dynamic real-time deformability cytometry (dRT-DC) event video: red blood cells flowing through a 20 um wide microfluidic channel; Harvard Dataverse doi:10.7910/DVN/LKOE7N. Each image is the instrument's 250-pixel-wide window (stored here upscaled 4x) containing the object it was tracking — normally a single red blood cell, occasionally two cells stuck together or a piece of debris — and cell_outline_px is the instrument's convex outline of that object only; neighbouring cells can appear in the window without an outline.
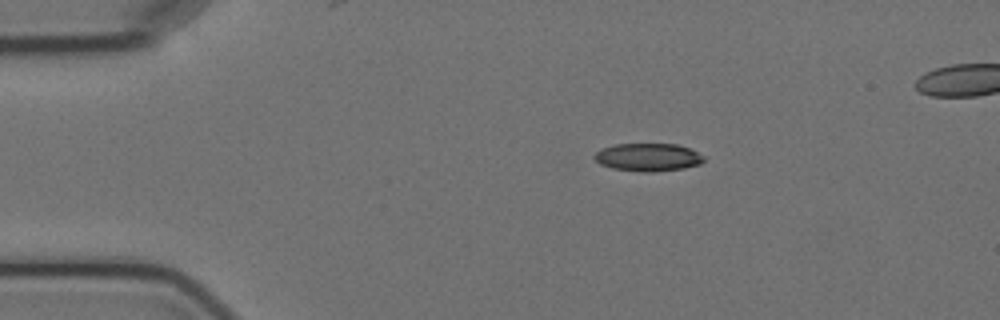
{"species": "Egyptian fruit bat (a non-hibernating species)", "species_latin": "Rousettus aegyptiacus", "temperature_condition": "cold", "stored_images_in_passage": 4, "segment_of_instrument_passage": [1, 2], "camera_frame_rate_fps": 3000, "um_per_image_px": 0.085, "animal": {"sex": "female"}, "frame": {"image": 1, "passage_image": 1, "time_ms": 0.0, "image_size_px": [1000, 320], "cell_outline_px": [[704, 160], [700, 164], [684, 168], [656, 172], [640, 172], [612, 168], [600, 164], [592, 156], [596, 152], [604, 148], [616, 144], [676, 144], [688, 148], [704, 156]], "centroid_in_image_um": [55.08, 13.37], "position_along_channel_um": 29.9, "area_um2": 17.74}}